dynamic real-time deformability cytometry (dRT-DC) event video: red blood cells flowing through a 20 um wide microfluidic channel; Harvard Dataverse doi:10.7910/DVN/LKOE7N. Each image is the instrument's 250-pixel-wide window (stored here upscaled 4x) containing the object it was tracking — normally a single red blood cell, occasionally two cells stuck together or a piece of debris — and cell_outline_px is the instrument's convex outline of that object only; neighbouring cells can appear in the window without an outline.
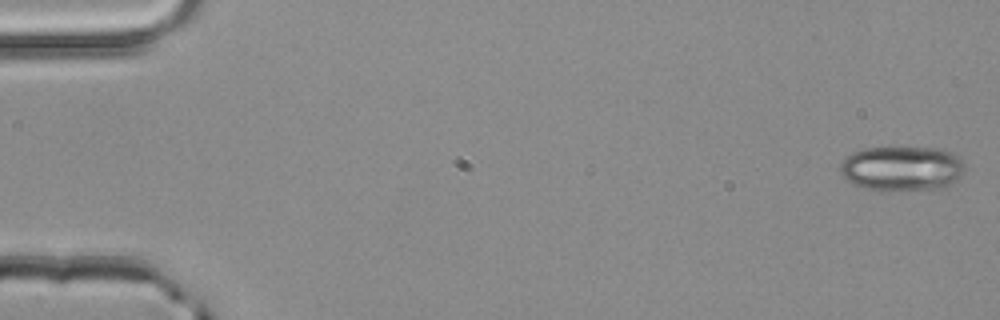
{"species": "common noctule bat (a hibernating species)", "species_latin": "Nyctalus noctula", "temperature_condition": "room temperature", "stored_images_in_passage": 50, "camera_frame_rate_fps": 3000, "um_per_image_px": 0.085, "animal": {"sex": "male", "body_mass_g": 20.4}, "frame": {"image": 1, "passage_image": 1, "time_ms": 0.0, "image_size_px": [1000, 320], "cell_outline_px": [[964, 172], [956, 180], [944, 188], [868, 188], [852, 184], [840, 176], [840, 164], [852, 152], [864, 148], [944, 148], [960, 160], [964, 164]], "centroid_in_image_um": [76.64, 14.28], "position_along_channel_um": 8.4, "area_um2": 31.73}}
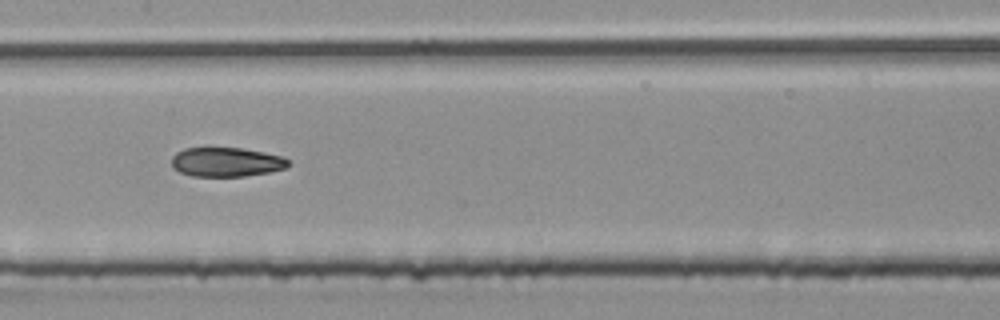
{"frame": {"image": 2, "passage_image": 26, "time_ms": 8.333, "image_size_px": [1000, 320], "cell_outline_px": [[288, 168], [268, 172], [244, 176], [192, 176], [180, 172], [172, 164], [172, 156], [176, 152], [184, 148], [208, 144], [244, 148], [264, 152], [280, 156], [288, 160]], "centroid_in_image_um": [19.18, 13.71], "position_along_channel_um": 188.2, "area_um2": 20.63}}
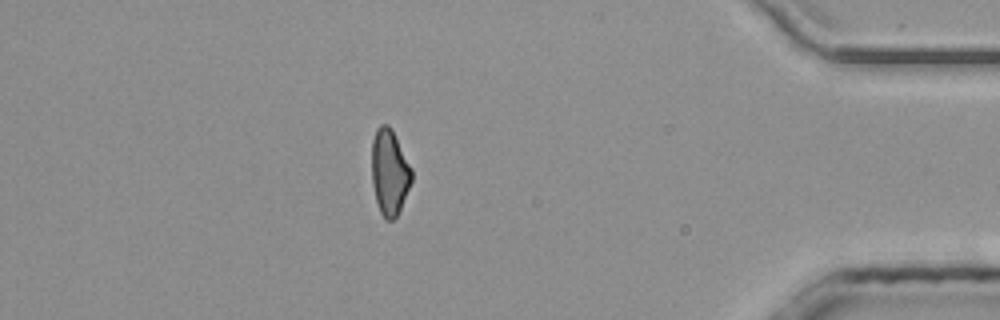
{"frame": {"image": 3, "passage_image": 45, "time_ms": 14.667, "image_size_px": [1000, 320], "cell_outline_px": [[412, 180], [400, 208], [396, 216], [392, 220], [384, 220], [380, 212], [376, 200], [372, 184], [372, 140], [376, 128], [380, 124], [388, 124], [392, 128], [412, 168]], "centroid_in_image_um": [33.1, 14.6], "position_along_channel_um": 402.1, "area_um2": 20.0}}